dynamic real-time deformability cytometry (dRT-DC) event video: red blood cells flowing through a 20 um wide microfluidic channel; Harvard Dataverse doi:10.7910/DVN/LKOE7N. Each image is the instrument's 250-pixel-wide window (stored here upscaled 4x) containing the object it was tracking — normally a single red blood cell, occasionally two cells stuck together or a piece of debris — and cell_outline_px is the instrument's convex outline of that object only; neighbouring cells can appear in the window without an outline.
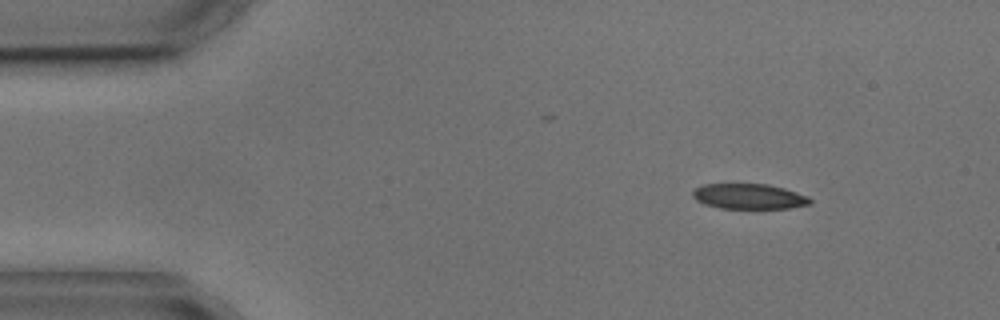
{"species": "common noctule bat (a hibernating species)", "species_latin": "Nyctalus noctula", "temperature_condition": "cold", "stored_images_in_passage": 3, "camera_frame_rate_fps": 3000, "um_per_image_px": 0.085, "animal": {"sex": "male", "body_mass_g": 17.9, "forearm_length_mm": 54.2}, "frame": {"image": 1, "passage_image": 1, "time_ms": 0.0, "image_size_px": [1000, 320], "cell_outline_px": [[812, 204], [788, 208], [720, 208], [704, 204], [696, 200], [692, 196], [692, 192], [696, 188], [704, 184], [768, 184], [784, 188], [808, 196], [812, 200]], "centroid_in_image_um": [63.67, 16.69], "position_along_channel_um": 21.3, "area_um2": 17.28}}
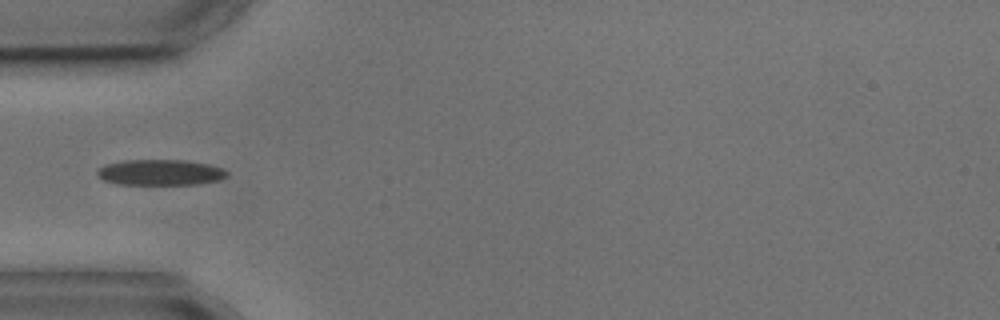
{"frame": {"image": 2, "passage_image": 3, "time_ms": 3.333, "image_size_px": [1000, 320], "cell_outline_px": [[228, 176], [220, 180], [196, 184], [116, 184], [104, 180], [96, 172], [96, 168], [104, 164], [124, 160], [184, 160], [208, 164], [220, 168], [228, 172]], "centroid_in_image_um": [13.59, 14.65], "position_along_channel_um": 71.4, "area_um2": 19.48}}